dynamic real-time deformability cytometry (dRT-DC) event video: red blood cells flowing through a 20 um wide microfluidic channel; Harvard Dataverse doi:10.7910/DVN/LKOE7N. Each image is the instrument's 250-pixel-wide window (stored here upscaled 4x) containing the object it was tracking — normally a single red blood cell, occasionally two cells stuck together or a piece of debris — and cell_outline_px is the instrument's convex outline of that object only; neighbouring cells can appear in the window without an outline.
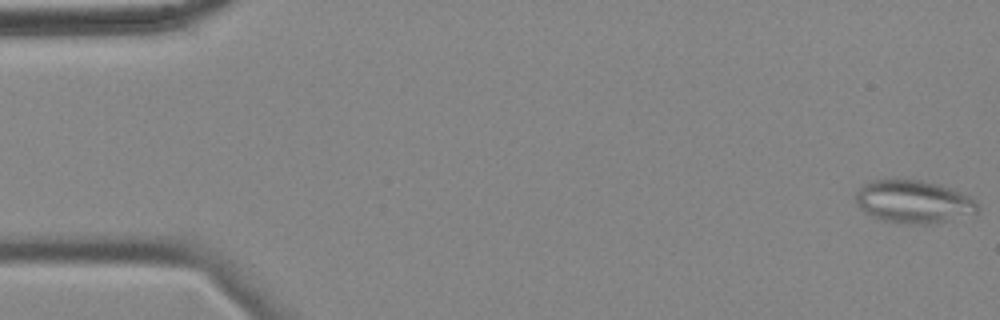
{"species": "common noctule bat (a hibernating species)", "species_latin": "Nyctalus noctula", "temperature_condition": "cold", "stored_images_in_passage": 57, "camera_frame_rate_fps": 3000, "um_per_image_px": 0.085, "animal": {"sex": "female", "body_mass_g": 18.4}, "frame": {"image": 1, "passage_image": 1, "time_ms": 0.0, "image_size_px": [1000, 320], "cell_outline_px": [[980, 208], [976, 212], [928, 224], [908, 224], [880, 220], [864, 212], [856, 204], [856, 192], [868, 180], [920, 180], [940, 184], [968, 196], [976, 200]], "centroid_in_image_um": [77.6, 17.14], "position_along_channel_um": 7.4, "area_um2": 30.11}}
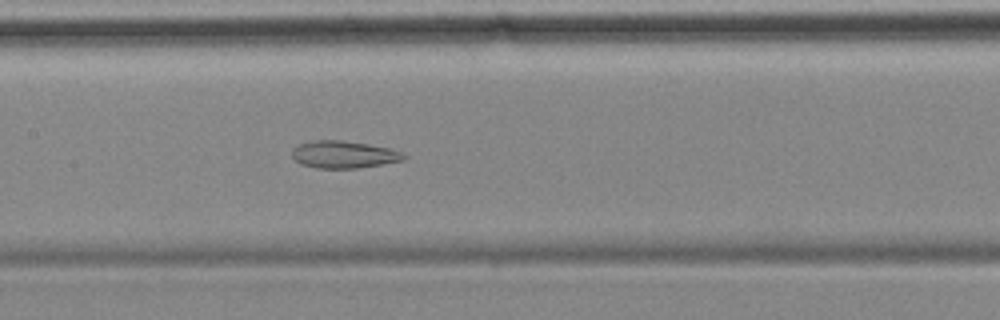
{"frame": {"image": 2, "passage_image": 27, "time_ms": 8.667, "image_size_px": [1000, 320], "cell_outline_px": [[408, 156], [404, 160], [356, 168], [316, 168], [300, 164], [292, 156], [292, 148], [300, 144], [312, 140], [340, 140], [368, 144], [392, 148], [404, 152]], "centroid_in_image_um": [29.24, 13.12], "position_along_channel_um": 178.2, "area_um2": 17.86}}
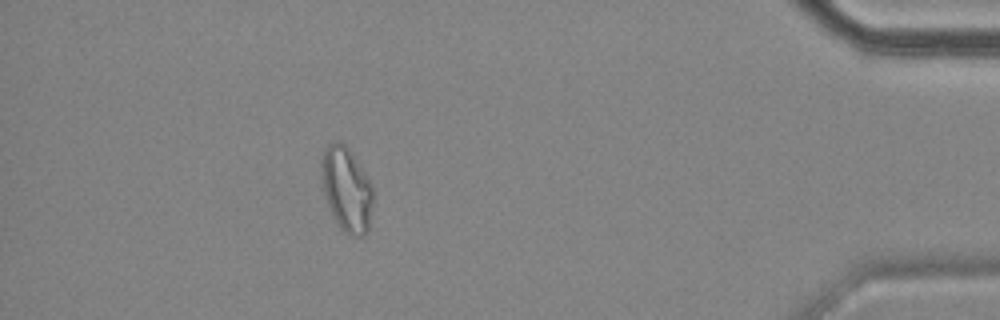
{"frame": {"image": 3, "passage_image": 51, "time_ms": 16.667, "image_size_px": [1000, 320], "cell_outline_px": [[372, 204], [368, 232], [364, 236], [356, 236], [344, 232], [336, 224], [328, 204], [320, 180], [320, 160], [328, 144], [336, 140], [340, 140], [348, 148], [372, 184]], "centroid_in_image_um": [29.43, 16.09], "position_along_channel_um": 405.8, "area_um2": 25.49}, "authors_computed_cell_mechanics": {"area_um2": 23.987, "velocity_mm_per_s": 3.4882, "shape_relaxation_time_tau1_ms": null, "shape_relaxation_time_tau2_ms": 4.1754, "deformation_change_tau1": null, "deformation_change_tau2": 0.1276}}